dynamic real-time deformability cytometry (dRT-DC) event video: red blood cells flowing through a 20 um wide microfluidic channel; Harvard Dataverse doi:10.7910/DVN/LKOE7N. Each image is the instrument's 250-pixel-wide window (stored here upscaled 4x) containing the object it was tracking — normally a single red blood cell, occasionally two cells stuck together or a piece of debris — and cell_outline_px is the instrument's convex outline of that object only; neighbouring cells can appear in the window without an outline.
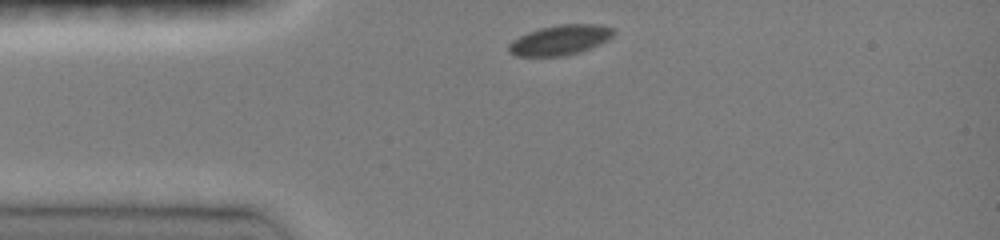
{"species": "common noctule bat (a hibernating species)", "species_latin": "Nyctalus noctula", "temperature_condition": "room temperature", "stored_images_in_passage": 47, "camera_frame_rate_fps": 3000, "um_per_image_px": 0.085, "animal": {"sex": "female", "body_mass_g": 19.0, "forearm_length_mm": 51.5}, "frame": {"image": 1, "passage_image": 1, "time_ms": 0.0, "image_size_px": [1000, 240], "cell_outline_px": [[616, 32], [608, 40], [600, 44], [580, 52], [564, 56], [516, 56], [508, 52], [508, 44], [512, 40], [528, 32], [540, 28], [560, 24], [600, 24], [612, 28]], "centroid_in_image_um": [47.61, 3.4], "position_along_channel_um": 37.4, "area_um2": 18.44}}
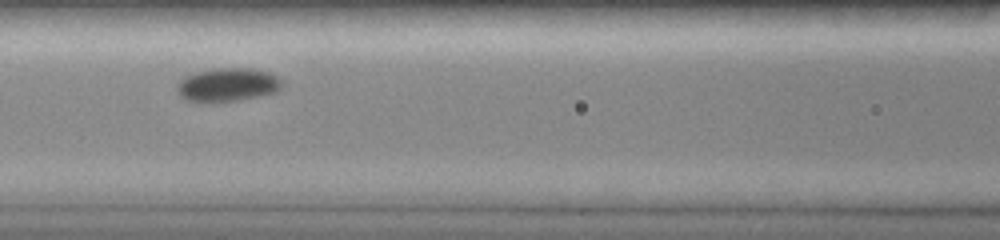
{"frame": {"image": 2, "passage_image": 21, "time_ms": 3.333, "image_size_px": [1000, 240], "cell_outline_px": [[284, 84], [276, 92], [260, 96], [240, 100], [216, 104], [200, 104], [188, 100], [180, 96], [176, 88], [176, 84], [180, 80], [196, 72], [216, 68], [252, 68], [268, 72], [280, 76]], "centroid_in_image_um": [19.35, 7.24], "position_along_channel_um": 147.2, "area_um2": 21.21}}
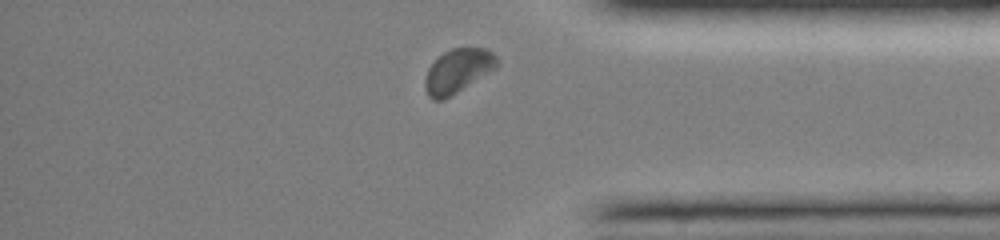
{"frame": {"image": 3, "passage_image": 42, "time_ms": 9.667, "image_size_px": [1000, 240], "cell_outline_px": [[500, 64], [496, 68], [444, 100], [432, 100], [428, 96], [424, 88], [424, 80], [428, 68], [444, 52], [452, 48], [484, 48], [492, 52], [496, 56]], "centroid_in_image_um": [38.9, 6.04], "position_along_channel_um": 396.3, "area_um2": 18.38}, "authors_computed_cell_mechanics": {"area_um2": 18.9584, "velocity_mm_per_s": 3.9742, "shape_relaxation_time_tau1_ms": 1.1329, "shape_relaxation_time_tau2_ms": null, "deformation_change_tau1": 0.0611, "deformation_change_tau2": null}}